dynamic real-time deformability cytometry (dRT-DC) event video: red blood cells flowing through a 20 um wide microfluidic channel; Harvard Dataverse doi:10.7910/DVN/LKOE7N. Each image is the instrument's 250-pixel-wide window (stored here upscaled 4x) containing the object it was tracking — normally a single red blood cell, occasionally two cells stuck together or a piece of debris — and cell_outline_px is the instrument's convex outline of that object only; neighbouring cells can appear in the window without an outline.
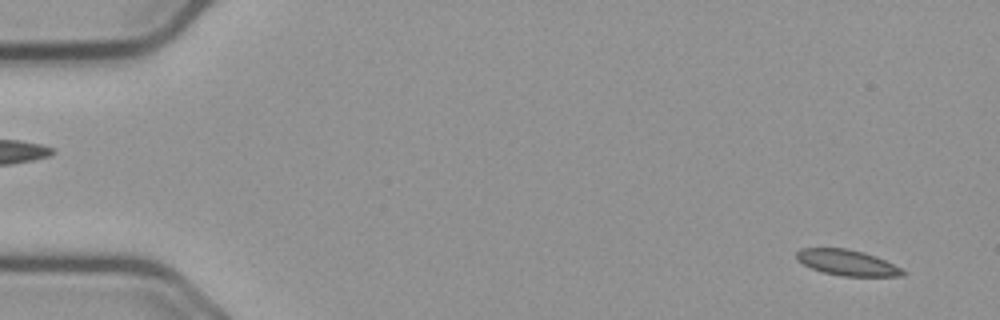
{"species": "common noctule bat (a hibernating species)", "species_latin": "Nyctalus noctula", "temperature_condition": "cold", "stored_images_in_passage": 56, "camera_frame_rate_fps": 3000, "um_per_image_px": 0.085, "animal": {"sex": "male", "body_mass_g": 23.1, "forearm_length_mm": 52.7}, "frame": {"image": 1, "passage_image": 3, "time_ms": 0.667, "image_size_px": [1000, 320], "cell_outline_px": [[904, 276], [844, 276], [824, 272], [812, 268], [804, 264], [796, 256], [796, 252], [800, 248], [844, 248], [864, 252], [876, 256], [900, 268], [904, 272]], "centroid_in_image_um": [72.0, 22.31], "position_along_channel_um": 13.0, "area_um2": 15.61}}
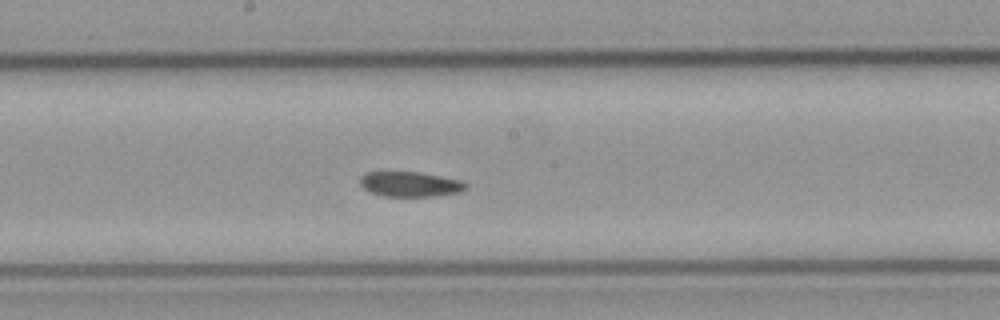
{"frame": {"image": 2, "passage_image": 30, "time_ms": 9.667, "image_size_px": [1000, 320], "cell_outline_px": [[468, 188], [460, 192], [436, 196], [384, 196], [372, 192], [364, 188], [360, 184], [360, 176], [368, 172], [420, 172], [460, 180], [468, 184]], "centroid_in_image_um": [34.89, 15.65], "position_along_channel_um": 213.3, "area_um2": 15.37}}
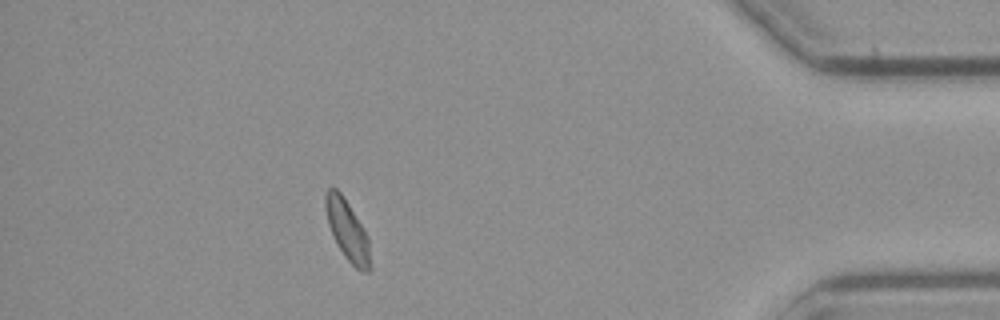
{"frame": {"image": 3, "passage_image": 50, "time_ms": 16.333, "image_size_px": [1000, 320], "cell_outline_px": [[368, 272], [364, 272], [356, 268], [348, 260], [336, 244], [328, 224], [324, 204], [324, 196], [328, 188], [332, 184], [340, 192], [364, 228], [368, 236]], "centroid_in_image_um": [29.46, 19.49], "position_along_channel_um": 405.7, "area_um2": 15.37}, "authors_computed_cell_mechanics": {"area_um2": 16.1551, "velocity_mm_per_s": 3.6356, "shape_relaxation_time_tau1_ms": null, "shape_relaxation_time_tau2_ms": 9.7295, "deformation_change_tau1": null, "deformation_change_tau2": 0.1106}}